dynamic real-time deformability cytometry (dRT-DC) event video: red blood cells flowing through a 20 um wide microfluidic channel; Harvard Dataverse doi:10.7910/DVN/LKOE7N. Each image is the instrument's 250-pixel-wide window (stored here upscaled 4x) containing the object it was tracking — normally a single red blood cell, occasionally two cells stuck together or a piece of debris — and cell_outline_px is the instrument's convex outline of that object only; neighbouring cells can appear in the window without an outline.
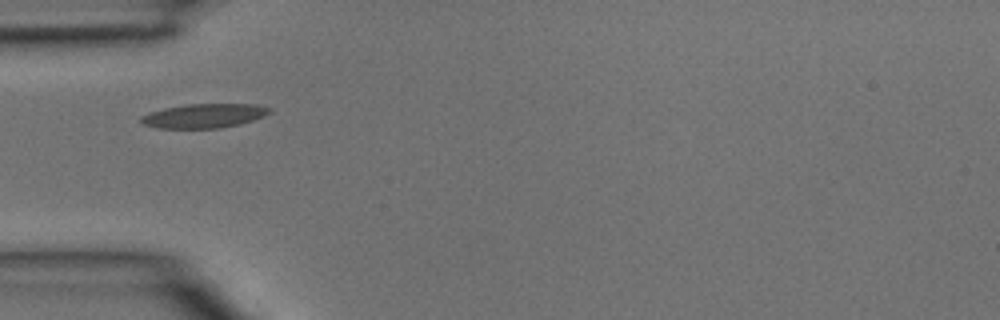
{"species": "common noctule bat (a hibernating species)", "species_latin": "Nyctalus noctula", "temperature_condition": "room temperature", "stored_images_in_passage": 3, "camera_frame_rate_fps": 3000, "um_per_image_px": 0.085, "animal": {"sex": "male", "body_mass_g": 15.6}, "frame": {"image": 1, "passage_image": 2, "time_ms": 0.333, "image_size_px": [1000, 320], "cell_outline_px": [[272, 112], [264, 116], [240, 124], [220, 128], [160, 128], [144, 124], [140, 120], [140, 116], [148, 112], [164, 108], [188, 104], [256, 104], [272, 108]], "centroid_in_image_um": [17.36, 9.83], "position_along_channel_um": 67.6, "area_um2": 18.15}}